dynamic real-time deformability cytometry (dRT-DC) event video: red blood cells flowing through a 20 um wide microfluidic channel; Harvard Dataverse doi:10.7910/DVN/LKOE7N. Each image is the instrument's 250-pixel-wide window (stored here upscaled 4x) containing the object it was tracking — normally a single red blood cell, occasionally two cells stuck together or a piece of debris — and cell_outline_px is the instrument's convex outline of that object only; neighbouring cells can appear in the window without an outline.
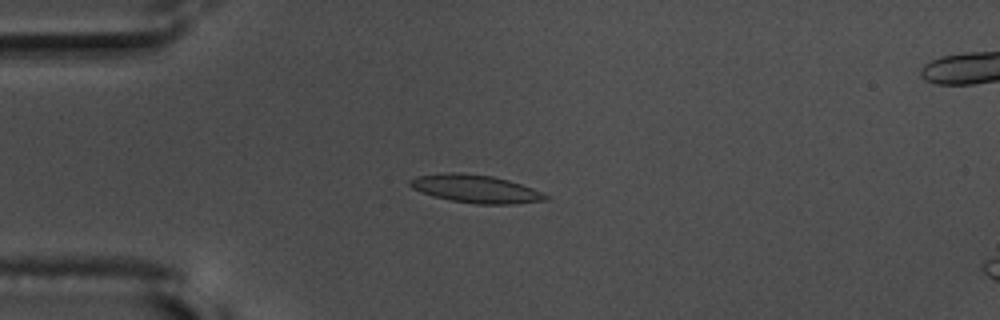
{"species": "common noctule bat (a hibernating species)", "species_latin": "Nyctalus noctula", "temperature_condition": "warm", "stored_images_in_passage": 56, "camera_frame_rate_fps": 3000, "um_per_image_px": 0.085, "animal": {"sex": "male", "body_mass_g": 17.5, "forearm_length_mm": 52.3}, "frame": {"image": 1, "passage_image": 15, "time_ms": 4.667, "image_size_px": [1000, 320], "cell_outline_px": [[548, 200], [516, 204], [476, 204], [452, 200], [420, 192], [412, 188], [408, 184], [408, 180], [416, 176], [448, 172], [460, 172], [492, 176], [508, 180], [532, 188], [548, 196]], "centroid_in_image_um": [40.41, 16.04], "position_along_channel_um": 44.6, "area_um2": 22.02}}
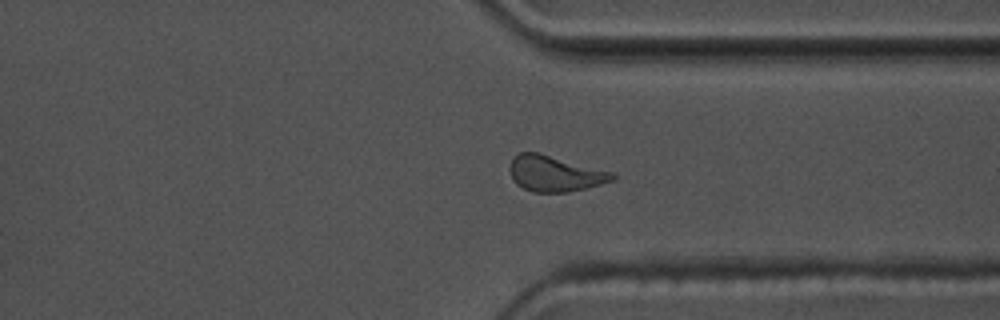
{"frame": {"image": 2, "passage_image": 43, "time_ms": 14.0, "image_size_px": [1000, 320], "cell_outline_px": [[616, 180], [568, 192], [532, 192], [516, 184], [512, 180], [508, 168], [512, 156], [520, 152], [536, 152], [616, 172]], "centroid_in_image_um": [47.16, 14.75], "position_along_channel_um": 364.2, "area_um2": 21.68}}
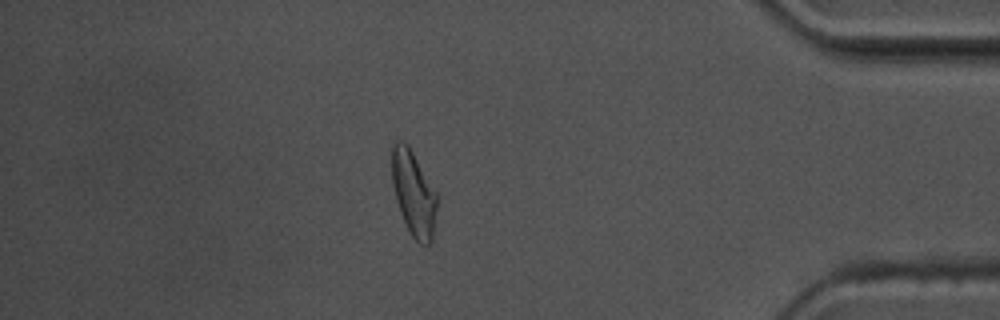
{"frame": {"image": 3, "passage_image": 49, "time_ms": 16.0, "image_size_px": [1000, 320], "cell_outline_px": [[436, 208], [432, 244], [420, 244], [412, 236], [400, 212], [396, 200], [392, 184], [392, 144], [396, 140], [400, 140], [408, 144], [436, 192]], "centroid_in_image_um": [35.14, 16.42], "position_along_channel_um": 400.1, "area_um2": 22.14}, "authors_computed_cell_mechanics": {"area_um2": 20.7502, "velocity_mm_per_s": 3.6433, "shape_relaxation_time_tau1_ms": 5.0199, "shape_relaxation_time_tau2_ms": 2.5059, "deformation_change_tau1": 0.176, "deformation_change_tau2": 0.1023}}